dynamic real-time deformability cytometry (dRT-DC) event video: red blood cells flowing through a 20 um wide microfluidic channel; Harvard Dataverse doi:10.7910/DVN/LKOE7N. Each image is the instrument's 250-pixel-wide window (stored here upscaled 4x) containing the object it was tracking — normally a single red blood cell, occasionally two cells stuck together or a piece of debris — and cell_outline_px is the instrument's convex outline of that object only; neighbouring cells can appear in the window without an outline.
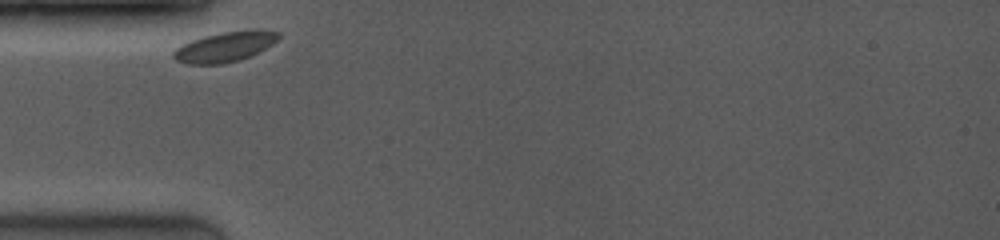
{"species": "common noctule bat (a hibernating species)", "species_latin": "Nyctalus noctula", "temperature_condition": "room temperature", "stored_images_in_passage": 7, "camera_frame_rate_fps": 4000, "um_per_image_px": 0.085, "animal": {"sex": "female", "body_mass_g": 19.0, "forearm_length_mm": 53.3}, "frame": {"image": 1, "passage_image": 1, "time_ms": 0.0, "image_size_px": [1000, 240], "cell_outline_px": [[280, 36], [272, 44], [248, 56], [236, 60], [220, 64], [188, 64], [176, 60], [172, 56], [172, 52], [176, 48], [192, 40], [204, 36], [220, 32], [256, 28], [260, 28], [280, 32]], "centroid_in_image_um": [19.12, 3.94], "position_along_channel_um": 65.9, "area_um2": 18.32}}
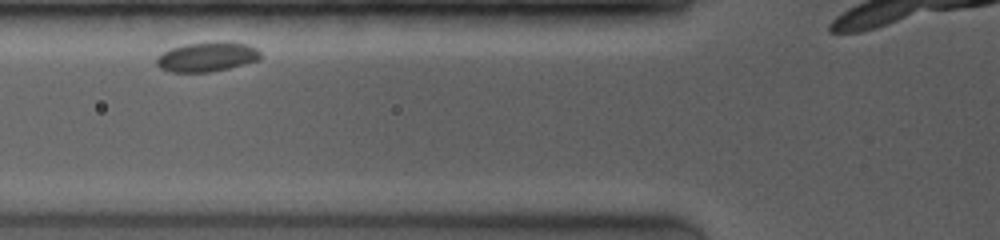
{"frame": {"image": 2, "passage_image": 3, "time_ms": 0.5, "image_size_px": [1000, 240], "cell_outline_px": [[260, 60], [228, 68], [208, 72], [172, 72], [160, 68], [156, 64], [156, 60], [164, 52], [172, 48], [184, 44], [212, 40], [228, 40], [248, 44], [256, 48], [260, 52]], "centroid_in_image_um": [17.64, 4.79], "position_along_channel_um": 108.2, "area_um2": 18.21}}
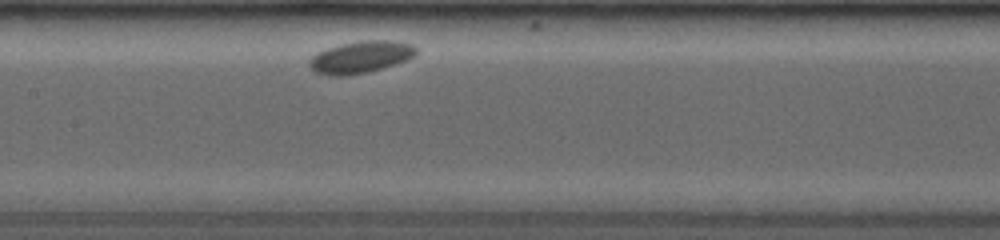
{"frame": {"image": 3, "passage_image": 6, "time_ms": 1.25, "image_size_px": [1000, 240], "cell_outline_px": [[416, 56], [408, 60], [380, 68], [364, 72], [320, 72], [312, 68], [312, 56], [316, 52], [340, 44], [360, 40], [392, 40], [412, 44], [416, 48]], "centroid_in_image_um": [30.8, 4.76], "position_along_channel_um": 176.6, "area_um2": 18.73}}